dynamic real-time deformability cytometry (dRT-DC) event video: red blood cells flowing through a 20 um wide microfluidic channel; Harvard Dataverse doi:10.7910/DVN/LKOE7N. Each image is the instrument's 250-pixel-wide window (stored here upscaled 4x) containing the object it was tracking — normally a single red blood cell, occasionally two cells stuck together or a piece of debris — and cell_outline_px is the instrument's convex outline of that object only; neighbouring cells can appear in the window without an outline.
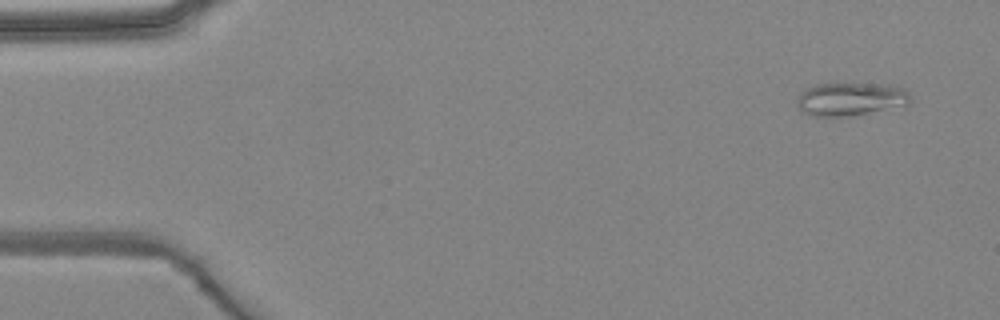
{"species": "common noctule bat (a hibernating species)", "species_latin": "Nyctalus noctula", "temperature_condition": "warm", "stored_images_in_passage": 2, "camera_frame_rate_fps": 3000, "um_per_image_px": 0.085, "animal": {"sex": "female", "body_mass_g": 24.6, "forearm_length_mm": 56.2}, "frame": {"image": 1, "passage_image": 1, "time_ms": 0.0, "image_size_px": [1000, 320], "cell_outline_px": [[912, 100], [908, 104], [856, 116], [808, 116], [800, 108], [800, 96], [808, 88], [816, 84], [836, 80], [888, 84], [904, 88], [908, 92]], "centroid_in_image_um": [72.37, 8.37], "position_along_channel_um": 12.6, "area_um2": 22.72}}